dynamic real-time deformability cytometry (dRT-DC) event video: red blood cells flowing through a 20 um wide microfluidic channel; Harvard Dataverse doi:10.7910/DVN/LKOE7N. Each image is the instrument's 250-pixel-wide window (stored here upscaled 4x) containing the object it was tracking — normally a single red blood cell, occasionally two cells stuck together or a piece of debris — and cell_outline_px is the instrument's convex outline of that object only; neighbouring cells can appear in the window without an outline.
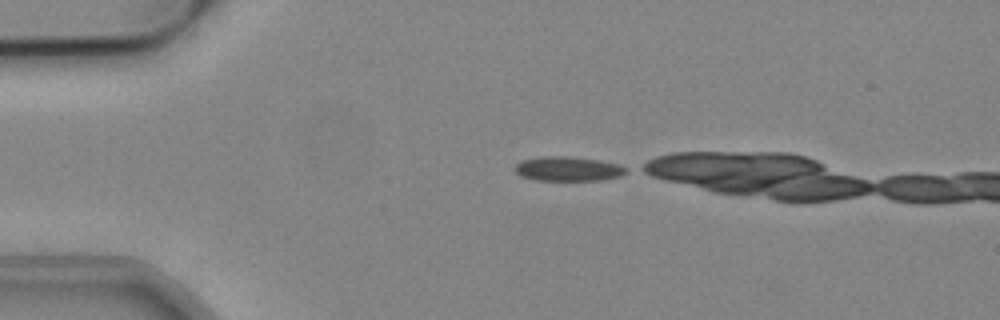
{"species": "common noctule bat (a hibernating species)", "species_latin": "Nyctalus noctula", "temperature_condition": "cold", "stored_images_in_passage": 6, "camera_frame_rate_fps": 3000, "um_per_image_px": 0.085, "animal": {"sex": "male", "body_mass_g": 19.2, "forearm_length_mm": 51.8}, "frame": {"image": 1, "passage_image": 1, "time_ms": 0.0, "image_size_px": [1000, 320], "cell_outline_px": [[628, 172], [620, 176], [604, 180], [532, 180], [520, 176], [512, 168], [520, 160], [544, 156], [568, 156], [600, 160], [620, 164], [628, 168]], "centroid_in_image_um": [48.28, 14.35], "position_along_channel_um": 36.7, "area_um2": 16.18}}